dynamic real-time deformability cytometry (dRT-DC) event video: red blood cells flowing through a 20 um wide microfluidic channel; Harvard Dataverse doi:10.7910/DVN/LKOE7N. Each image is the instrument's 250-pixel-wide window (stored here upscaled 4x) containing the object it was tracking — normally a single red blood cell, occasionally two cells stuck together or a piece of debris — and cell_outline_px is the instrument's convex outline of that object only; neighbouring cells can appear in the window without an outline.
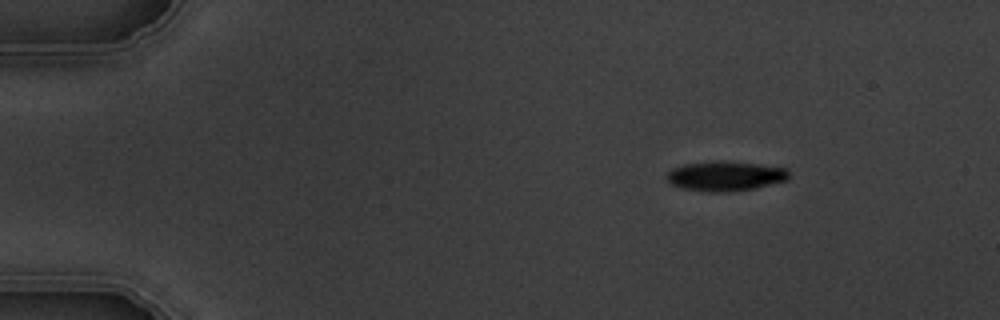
{"species": "common noctule bat (a hibernating species)", "species_latin": "Nyctalus noctula", "temperature_condition": "warm", "stored_images_in_passage": 4, "camera_frame_rate_fps": 3000, "um_per_image_px": 0.085, "animal": {"sex": "male", "body_mass_g": 19.5, "forearm_length_mm": 54.6}, "frame": {"image": 1, "passage_image": 1, "time_ms": 0.0, "image_size_px": [1000, 320], "cell_outline_px": [[788, 180], [756, 188], [732, 192], [708, 192], [680, 188], [672, 184], [664, 176], [672, 168], [684, 164], [756, 164], [788, 168]], "centroid_in_image_um": [61.66, 15.03], "position_along_channel_um": 23.3, "area_um2": 20.35}}
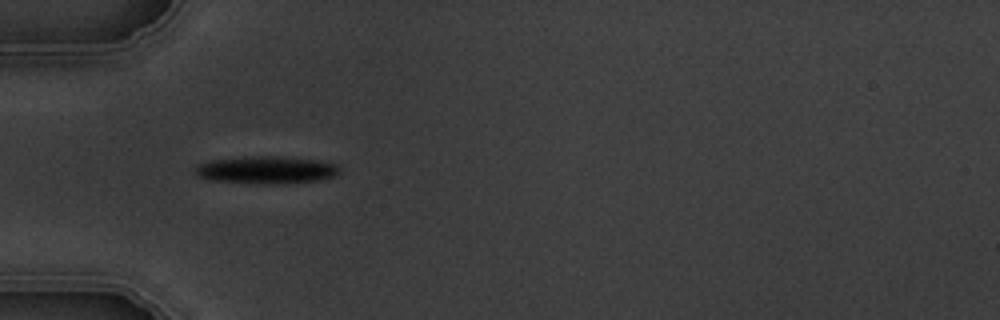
{"frame": {"image": 2, "passage_image": 3, "time_ms": 3.333, "image_size_px": [1000, 320], "cell_outline_px": [[340, 172], [336, 176], [320, 180], [276, 184], [260, 184], [208, 180], [196, 176], [196, 164], [212, 160], [252, 156], [276, 156], [316, 160], [336, 164], [340, 168]], "centroid_in_image_um": [22.63, 14.45], "position_along_channel_um": 62.4, "area_um2": 23.24}}